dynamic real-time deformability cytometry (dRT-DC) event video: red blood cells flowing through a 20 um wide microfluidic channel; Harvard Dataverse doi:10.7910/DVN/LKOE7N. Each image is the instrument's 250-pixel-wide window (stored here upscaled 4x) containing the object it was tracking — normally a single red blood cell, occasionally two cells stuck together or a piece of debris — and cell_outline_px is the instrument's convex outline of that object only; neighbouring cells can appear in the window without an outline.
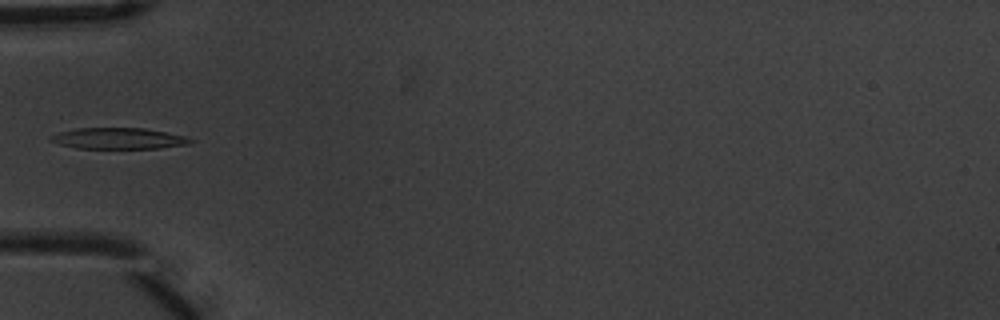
{"species": "common noctule bat (a hibernating species)", "species_latin": "Nyctalus noctula", "temperature_condition": "warm", "stored_images_in_passage": 9, "camera_frame_rate_fps": 3000, "um_per_image_px": 0.085, "animal": {"sex": "male", "body_mass_g": 20.1, "forearm_length_mm": 53.5}, "frame": {"image": 1, "passage_image": 6, "time_ms": 1.667, "image_size_px": [1000, 320], "cell_outline_px": [[196, 140], [184, 144], [160, 148], [76, 148], [60, 144], [48, 140], [48, 136], [60, 132], [76, 128], [144, 128], [184, 136]], "centroid_in_image_um": [10.01, 11.76], "position_along_channel_um": 75.0, "area_um2": 16.99}}
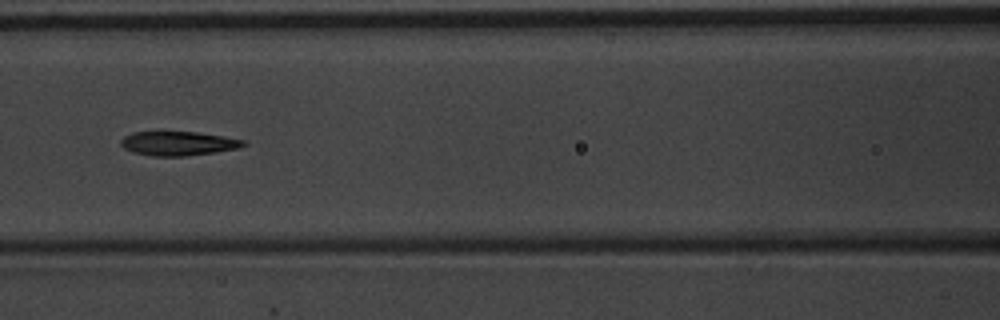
{"frame": {"image": 2, "passage_image": 8, "time_ms": 2.333, "image_size_px": [1000, 320], "cell_outline_px": [[248, 144], [236, 148], [216, 152], [184, 156], [152, 156], [132, 152], [124, 148], [120, 144], [120, 140], [124, 136], [132, 132], [160, 128], [196, 132], [224, 136], [244, 140]], "centroid_in_image_um": [15.06, 12.14], "position_along_channel_um": 151.5, "area_um2": 18.15}}
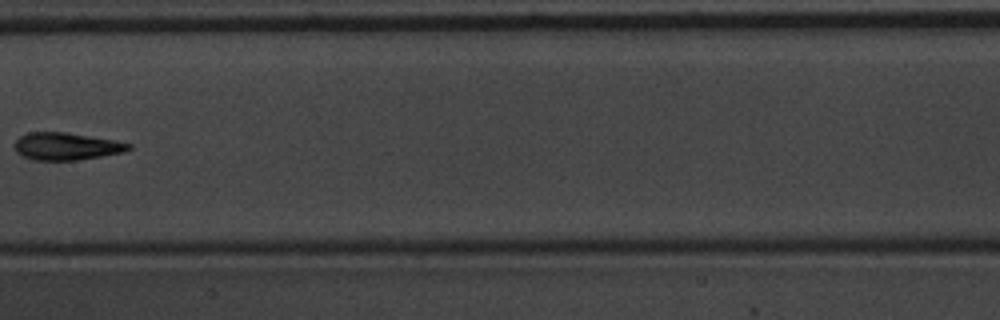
{"frame": {"image": 3, "passage_image": 9, "time_ms": 2.667, "image_size_px": [1000, 320], "cell_outline_px": [[132, 148], [124, 152], [76, 160], [32, 160], [16, 152], [12, 148], [12, 144], [20, 136], [28, 132], [68, 132], [116, 140], [132, 144]], "centroid_in_image_um": [5.61, 12.43], "position_along_channel_um": 201.8, "area_um2": 18.44}}